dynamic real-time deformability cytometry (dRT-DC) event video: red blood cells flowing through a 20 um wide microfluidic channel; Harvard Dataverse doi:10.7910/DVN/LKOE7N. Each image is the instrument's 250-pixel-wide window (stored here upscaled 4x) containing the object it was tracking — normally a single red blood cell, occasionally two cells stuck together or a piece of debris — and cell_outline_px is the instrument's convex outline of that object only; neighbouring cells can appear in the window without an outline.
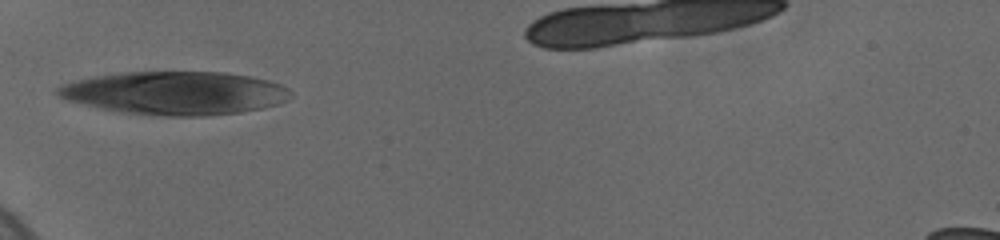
{"species": "human", "species_latin": "Homo sapiens", "temperature_condition": "cold", "stored_images_in_passage": 25, "camera_frame_rate_fps": 3000, "um_per_image_px": 0.085, "donor": {"sex": "female"}, "frame": {"image": 1, "passage_image": 1, "time_ms": 0.0, "image_size_px": [1000, 240], "cell_outline_px": [[292, 96], [288, 100], [276, 104], [260, 108], [240, 112], [204, 116], [164, 116], [128, 112], [104, 108], [84, 104], [68, 100], [60, 96], [56, 92], [56, 88], [64, 84], [76, 80], [92, 76], [124, 72], [224, 72], [248, 76], [268, 80], [280, 84], [288, 88], [292, 92]], "centroid_in_image_um": [14.93, 7.9], "position_along_channel_um": 70.1, "area_um2": 58.2}}